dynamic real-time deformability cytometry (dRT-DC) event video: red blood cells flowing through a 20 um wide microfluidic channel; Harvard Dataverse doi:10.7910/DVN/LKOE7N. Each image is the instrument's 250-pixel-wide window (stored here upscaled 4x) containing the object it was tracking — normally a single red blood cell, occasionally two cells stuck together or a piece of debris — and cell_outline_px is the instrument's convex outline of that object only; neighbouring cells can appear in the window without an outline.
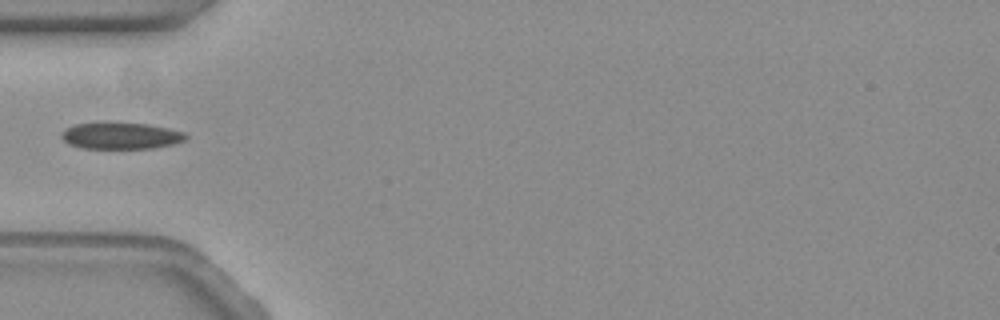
{"species": "common noctule bat (a hibernating species)", "species_latin": "Nyctalus noctula", "temperature_condition": "warm", "stored_images_in_passage": 41, "camera_frame_rate_fps": 3000, "um_per_image_px": 0.085, "animal": {"sex": "female", "body_mass_g": 19.3, "forearm_length_mm": 54.1}, "frame": {"image": 1, "passage_image": 1, "time_ms": 0.0, "image_size_px": [1000, 320], "cell_outline_px": [[188, 140], [172, 144], [152, 148], [84, 148], [68, 144], [60, 136], [68, 128], [76, 124], [148, 124], [168, 128], [184, 132], [188, 136]], "centroid_in_image_um": [10.34, 11.56], "position_along_channel_um": 74.7, "area_um2": 18.67}}
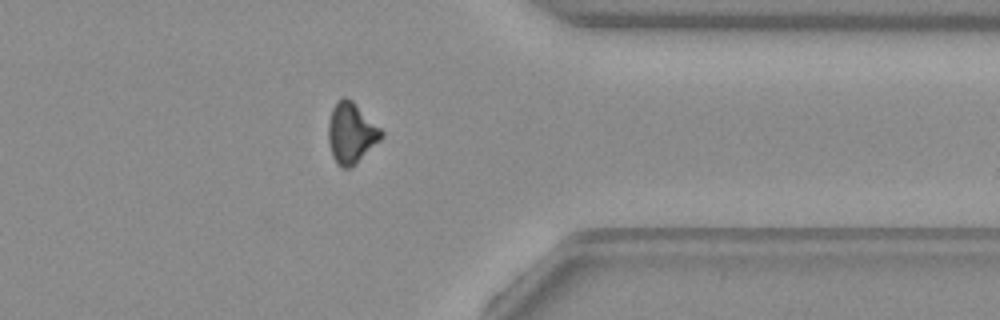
{"frame": {"image": 2, "passage_image": 28, "time_ms": 9.0, "image_size_px": [1000, 320], "cell_outline_px": [[384, 136], [356, 164], [348, 168], [340, 168], [336, 164], [332, 156], [328, 144], [328, 124], [332, 108], [336, 100], [344, 96], [352, 100], [384, 132]], "centroid_in_image_um": [29.83, 11.32], "position_along_channel_um": 381.6, "area_um2": 18.9}}
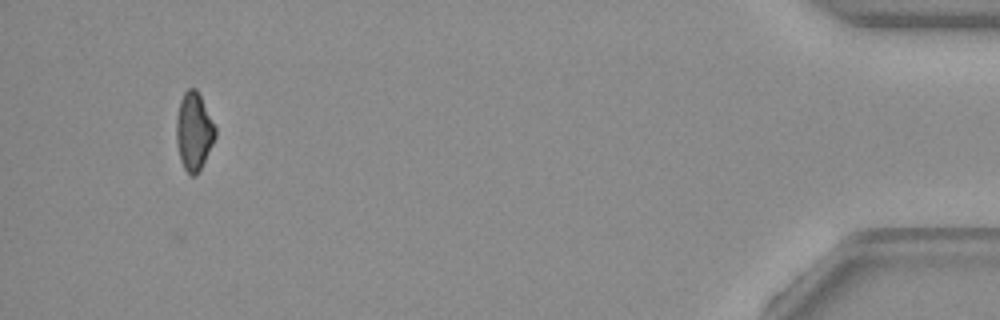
{"frame": {"image": 3, "passage_image": 37, "time_ms": 12.0, "image_size_px": [1000, 320], "cell_outline_px": [[216, 136], [200, 172], [196, 176], [192, 176], [184, 168], [180, 160], [176, 140], [176, 116], [180, 100], [184, 92], [188, 88], [196, 88], [216, 128]], "centroid_in_image_um": [16.47, 11.19], "position_along_channel_um": 418.7, "area_um2": 17.74}}